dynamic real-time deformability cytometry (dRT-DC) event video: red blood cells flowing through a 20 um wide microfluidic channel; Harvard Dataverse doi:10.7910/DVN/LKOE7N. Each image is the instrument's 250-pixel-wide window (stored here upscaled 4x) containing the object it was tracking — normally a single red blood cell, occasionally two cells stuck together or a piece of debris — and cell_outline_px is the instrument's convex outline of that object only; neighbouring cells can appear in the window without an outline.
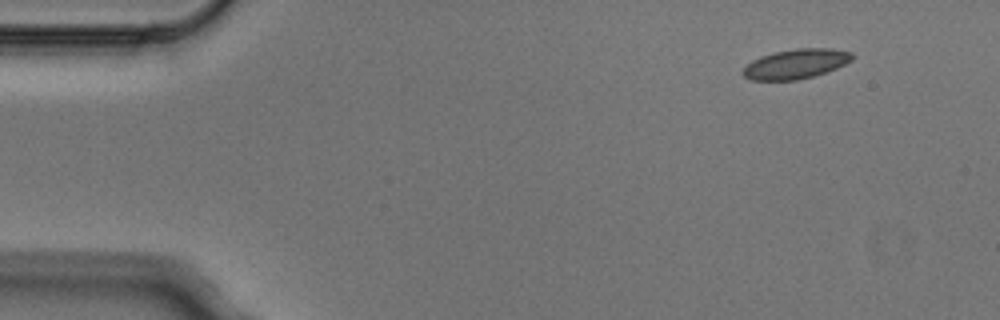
{"species": "Egyptian fruit bat (a non-hibernating species)", "species_latin": "Rousettus aegyptiacus", "temperature_condition": "cold", "stored_images_in_passage": 4, "camera_frame_rate_fps": 3000, "um_per_image_px": 0.085, "animal": {"sex": "male"}, "frame": {"image": 1, "passage_image": 4, "time_ms": 1.0, "image_size_px": [1000, 320], "cell_outline_px": [[856, 56], [852, 60], [828, 72], [796, 80], [752, 80], [744, 76], [740, 72], [752, 60], [760, 56], [772, 52], [796, 48], [832, 48], [852, 52]], "centroid_in_image_um": [67.66, 5.42], "position_along_channel_um": 17.3, "area_um2": 19.07}}